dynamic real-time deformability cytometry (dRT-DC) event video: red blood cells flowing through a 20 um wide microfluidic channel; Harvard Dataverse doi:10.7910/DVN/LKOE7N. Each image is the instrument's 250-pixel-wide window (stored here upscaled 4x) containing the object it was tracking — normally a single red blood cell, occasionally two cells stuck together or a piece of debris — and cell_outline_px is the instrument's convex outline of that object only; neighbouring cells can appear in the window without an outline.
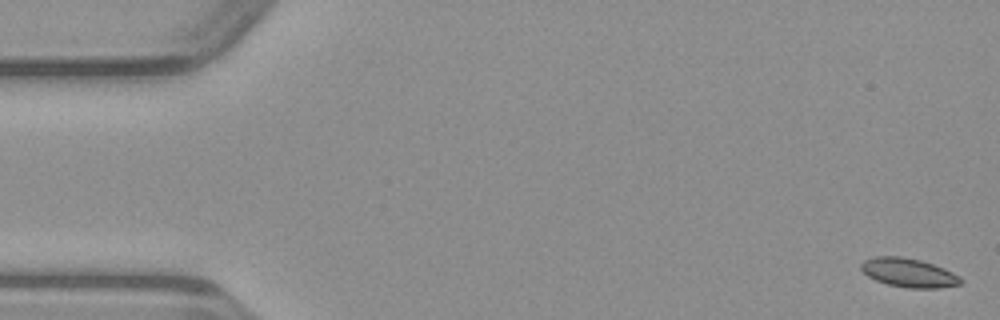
{"species": "common noctule bat (a hibernating species)", "species_latin": "Nyctalus noctula", "temperature_condition": "warm", "stored_images_in_passage": 49, "camera_frame_rate_fps": 3000, "um_per_image_px": 0.085, "animal": {"sex": "male", "body_mass_g": 23.1, "forearm_length_mm": 52.7}, "frame": {"image": 1, "passage_image": 1, "time_ms": 0.0, "image_size_px": [1000, 320], "cell_outline_px": [[964, 280], [960, 284], [940, 288], [908, 288], [888, 284], [876, 280], [868, 276], [860, 268], [860, 264], [864, 260], [872, 256], [900, 256], [920, 260], [944, 268], [960, 276]], "centroid_in_image_um": [77.24, 23.18], "position_along_channel_um": 7.8, "area_um2": 16.82}}
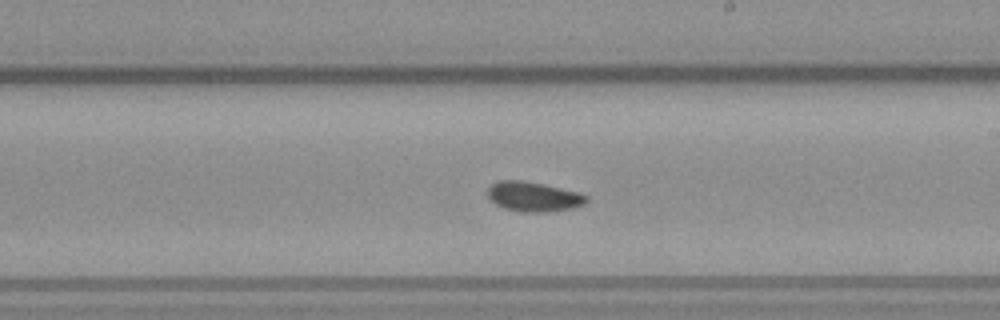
{"frame": {"image": 2, "passage_image": 28, "time_ms": 9.0, "image_size_px": [1000, 320], "cell_outline_px": [[588, 200], [584, 204], [572, 208], [548, 212], [524, 212], [504, 208], [496, 204], [488, 196], [488, 188], [496, 180], [520, 180], [544, 184], [576, 192], [588, 196]], "centroid_in_image_um": [45.34, 16.71], "position_along_channel_um": 243.7, "area_um2": 16.99}}
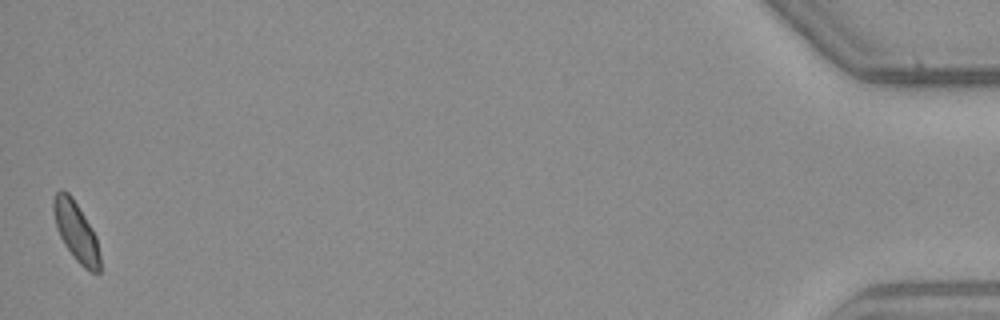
{"frame": {"image": 3, "passage_image": 49, "time_ms": 16.0, "image_size_px": [1000, 320], "cell_outline_px": [[100, 272], [92, 272], [84, 268], [72, 256], [64, 244], [56, 228], [52, 208], [52, 200], [56, 192], [60, 188], [64, 188], [72, 196], [92, 228], [96, 236], [100, 256]], "centroid_in_image_um": [6.44, 19.64], "position_along_channel_um": 428.8, "area_um2": 16.3}}